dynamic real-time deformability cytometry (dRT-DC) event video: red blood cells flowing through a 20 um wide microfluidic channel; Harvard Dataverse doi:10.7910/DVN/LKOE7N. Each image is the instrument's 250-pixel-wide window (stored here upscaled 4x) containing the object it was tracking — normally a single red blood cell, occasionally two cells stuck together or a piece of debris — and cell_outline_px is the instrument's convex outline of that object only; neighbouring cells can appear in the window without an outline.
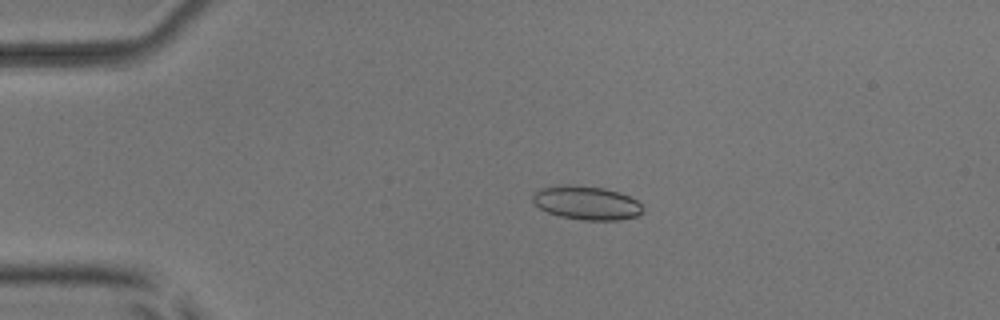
{"species": "common noctule bat (a hibernating species)", "species_latin": "Nyctalus noctula", "temperature_condition": "room temperature", "stored_images_in_passage": 3, "camera_frame_rate_fps": 3000, "um_per_image_px": 0.085, "animal": {"sex": "male", "body_mass_g": 17.9, "forearm_length_mm": 54.2}, "frame": {"image": 1, "passage_image": 2, "time_ms": 2.0, "image_size_px": [1000, 320], "cell_outline_px": [[644, 212], [636, 216], [620, 220], [584, 220], [560, 216], [548, 212], [540, 208], [532, 200], [532, 192], [540, 188], [568, 184], [604, 188], [628, 196], [636, 200], [644, 208]], "centroid_in_image_um": [49.84, 17.24], "position_along_channel_um": 35.2, "area_um2": 21.56}}